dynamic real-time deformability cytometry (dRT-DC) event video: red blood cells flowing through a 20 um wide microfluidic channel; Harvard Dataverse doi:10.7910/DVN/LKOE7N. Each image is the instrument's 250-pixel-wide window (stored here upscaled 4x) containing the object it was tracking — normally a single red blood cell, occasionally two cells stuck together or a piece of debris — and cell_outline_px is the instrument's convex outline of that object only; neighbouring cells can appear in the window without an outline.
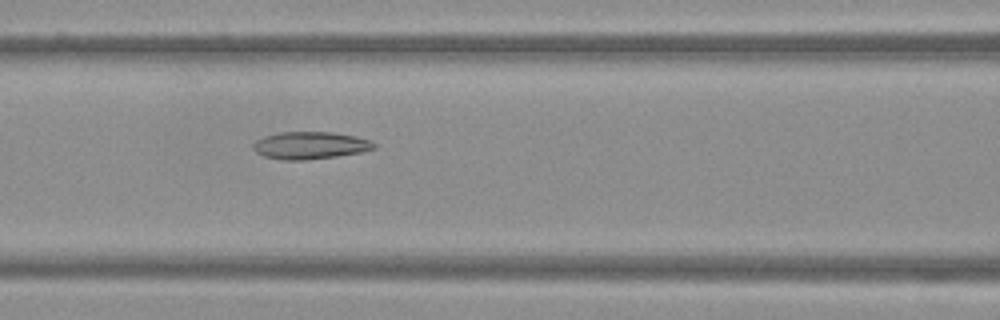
{"species": "Egyptian fruit bat (a non-hibernating species)", "species_latin": "Rousettus aegyptiacus", "temperature_condition": "warm", "stored_images_in_passage": 38, "camera_frame_rate_fps": 3000, "um_per_image_px": 0.085, "frame": {"image": 1, "passage_image": 10, "time_ms": 3.0, "image_size_px": [1000, 320], "cell_outline_px": [[376, 148], [360, 152], [336, 156], [304, 160], [284, 160], [264, 156], [256, 152], [252, 148], [252, 144], [256, 140], [264, 136], [280, 132], [332, 132], [356, 136], [372, 140], [376, 144]], "centroid_in_image_um": [26.36, 12.35], "position_along_channel_um": 140.2, "area_um2": 19.31}}
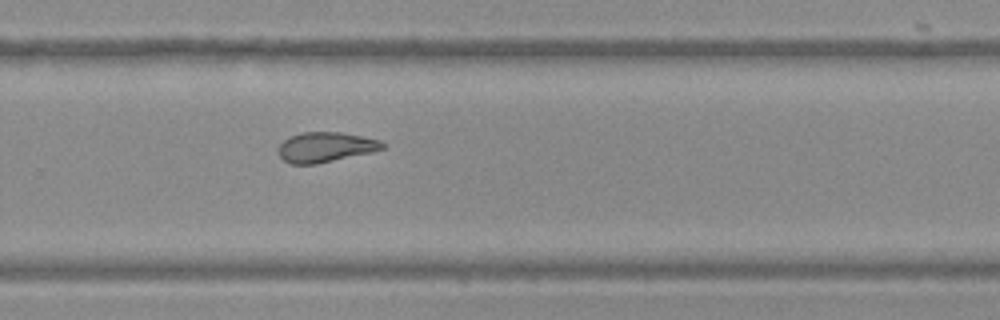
{"frame": {"image": 2, "passage_image": 22, "time_ms": 7.0, "image_size_px": [1000, 320], "cell_outline_px": [[384, 148], [372, 152], [316, 164], [288, 164], [280, 156], [276, 148], [284, 140], [300, 132], [340, 132], [380, 140], [384, 144]], "centroid_in_image_um": [27.63, 12.51], "position_along_channel_um": 302.2, "area_um2": 18.15}}
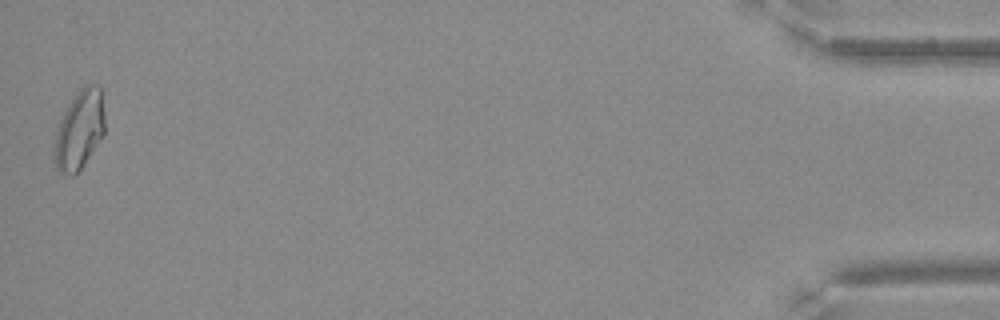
{"frame": {"image": 3, "passage_image": 38, "time_ms": 12.333, "image_size_px": [1000, 320], "cell_outline_px": [[104, 136], [80, 168], [72, 176], [68, 176], [60, 172], [56, 168], [52, 156], [52, 152], [56, 132], [60, 120], [64, 112], [76, 92], [84, 84], [96, 84], [100, 88], [104, 112]], "centroid_in_image_um": [6.73, 11.05], "position_along_channel_um": 428.5, "area_um2": 23.35}}